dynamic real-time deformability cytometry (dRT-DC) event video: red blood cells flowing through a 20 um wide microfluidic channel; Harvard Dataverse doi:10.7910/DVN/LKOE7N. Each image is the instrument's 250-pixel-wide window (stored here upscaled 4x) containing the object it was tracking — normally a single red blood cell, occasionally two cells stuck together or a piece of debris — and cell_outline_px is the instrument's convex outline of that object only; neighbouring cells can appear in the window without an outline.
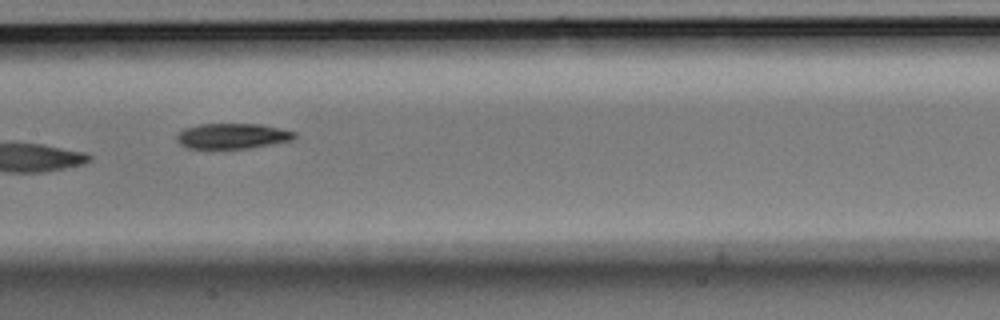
{"species": "Egyptian fruit bat (a non-hibernating species)", "species_latin": "Rousettus aegyptiacus", "temperature_condition": "room temperature", "stored_images_in_passage": 9, "camera_frame_rate_fps": 3000, "um_per_image_px": 0.085, "animal": {"sex": "male"}, "frame": {"image": 1, "passage_image": 9, "time_ms": 2.667, "image_size_px": [1000, 320], "cell_outline_px": [[296, 136], [292, 140], [272, 144], [248, 148], [188, 148], [180, 144], [176, 140], [176, 136], [184, 128], [200, 124], [260, 124], [280, 128], [296, 132]], "centroid_in_image_um": [19.76, 11.56], "position_along_channel_um": 187.6, "area_um2": 17.34}}